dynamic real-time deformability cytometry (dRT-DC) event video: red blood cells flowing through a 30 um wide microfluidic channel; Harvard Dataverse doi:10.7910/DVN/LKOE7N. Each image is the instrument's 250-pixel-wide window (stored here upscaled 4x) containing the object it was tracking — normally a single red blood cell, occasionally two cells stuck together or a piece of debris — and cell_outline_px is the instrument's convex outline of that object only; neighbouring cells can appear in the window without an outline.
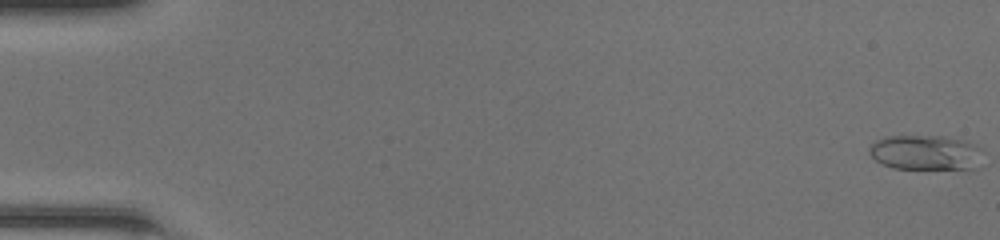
{"species": "common noctule bat (a hibernating species)", "species_latin": "Nyctalus noctula", "temperature_condition": "room temperature", "stored_images_in_passage": 49, "camera_frame_rate_fps": 3000, "um_per_image_px": 0.085, "animal": {"sex": "female", "body_mass_g": 20.0, "forearm_length_mm": 54.0}, "frame": {"image": 1, "passage_image": 1, "time_ms": 0.0, "image_size_px": [1000, 240], "cell_outline_px": [[984, 148], [972, 168], [892, 168], [876, 160], [868, 152], [868, 148], [876, 140], [884, 136], [944, 136], [968, 140]], "centroid_in_image_um": [78.65, 12.93], "position_along_channel_um": 6.4, "area_um2": 22.95}}
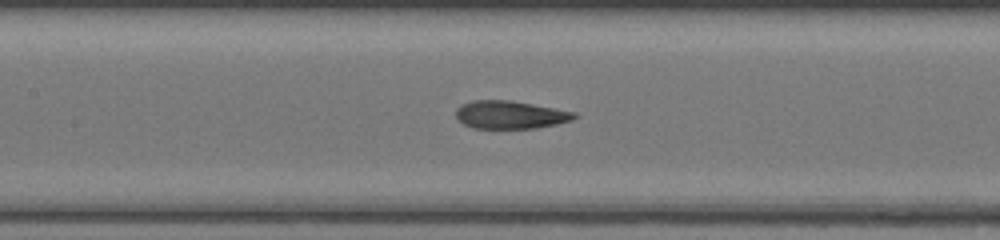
{"frame": {"image": 2, "passage_image": 24, "time_ms": 7.667, "image_size_px": [1000, 240], "cell_outline_px": [[580, 116], [572, 120], [556, 124], [536, 128], [472, 128], [464, 124], [456, 116], [456, 108], [460, 104], [472, 100], [512, 100], [576, 112]], "centroid_in_image_um": [43.38, 9.74], "position_along_channel_um": 164.0, "area_um2": 19.42}}
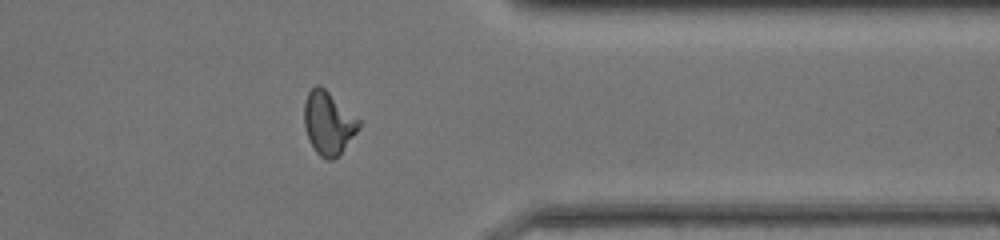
{"frame": {"image": 3, "passage_image": 40, "time_ms": 13.0, "image_size_px": [1000, 240], "cell_outline_px": [[360, 128], [340, 152], [332, 160], [328, 160], [320, 156], [316, 152], [304, 128], [304, 104], [308, 92], [316, 84], [320, 84], [360, 120]], "centroid_in_image_um": [27.89, 10.43], "position_along_channel_um": 383.5, "area_um2": 19.77}, "authors_computed_cell_mechanics": {"area_um2": 19.5942, "velocity_mm_per_s": 4.2912, "shape_relaxation_time_tau1_ms": 6.0253, "shape_relaxation_time_tau2_ms": 1.2343, "deformation_change_tau1": 0.2549, "deformation_change_tau2": 0.0914}}